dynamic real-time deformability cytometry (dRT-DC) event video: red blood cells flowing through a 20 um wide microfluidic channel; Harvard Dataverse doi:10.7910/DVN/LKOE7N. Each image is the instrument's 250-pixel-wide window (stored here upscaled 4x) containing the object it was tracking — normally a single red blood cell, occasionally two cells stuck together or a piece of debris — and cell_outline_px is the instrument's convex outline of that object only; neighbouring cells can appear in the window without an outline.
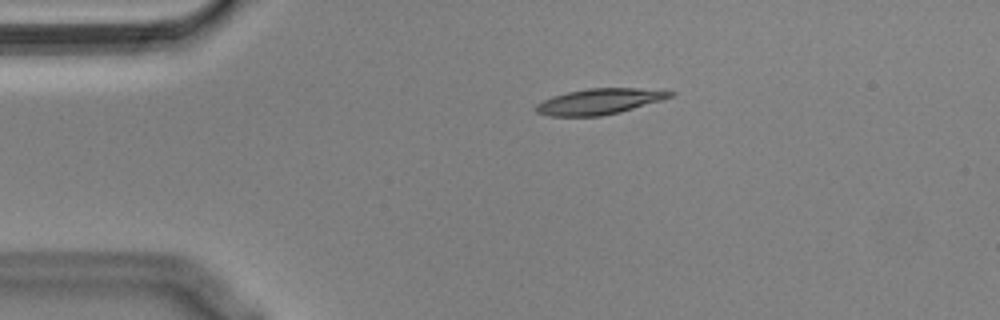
{"species": "Egyptian fruit bat (a non-hibernating species)", "species_latin": "Rousettus aegyptiacus", "temperature_condition": "cold", "stored_images_in_passage": 45, "camera_frame_rate_fps": 3000, "um_per_image_px": 0.085, "animal": {"sex": "male"}, "frame": {"image": 1, "passage_image": 1, "time_ms": 0.0, "image_size_px": [1000, 320], "cell_outline_px": [[676, 92], [672, 96], [660, 100], [620, 112], [600, 116], [552, 116], [536, 112], [532, 108], [536, 104], [552, 96], [568, 92], [588, 88], [636, 88]], "centroid_in_image_um": [50.88, 8.63], "position_along_channel_um": 34.1, "area_um2": 19.88}}
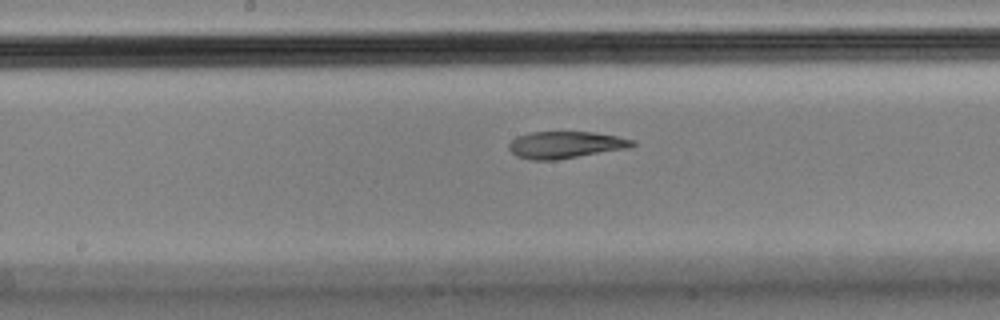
{"frame": {"image": 2, "passage_image": 18, "time_ms": 5.667, "image_size_px": [1000, 320], "cell_outline_px": [[636, 144], [632, 148], [556, 160], [532, 160], [516, 156], [508, 148], [508, 144], [516, 136], [528, 132], [592, 132], [616, 136], [636, 140]], "centroid_in_image_um": [48.09, 12.31], "position_along_channel_um": 200.1, "area_um2": 19.65}}
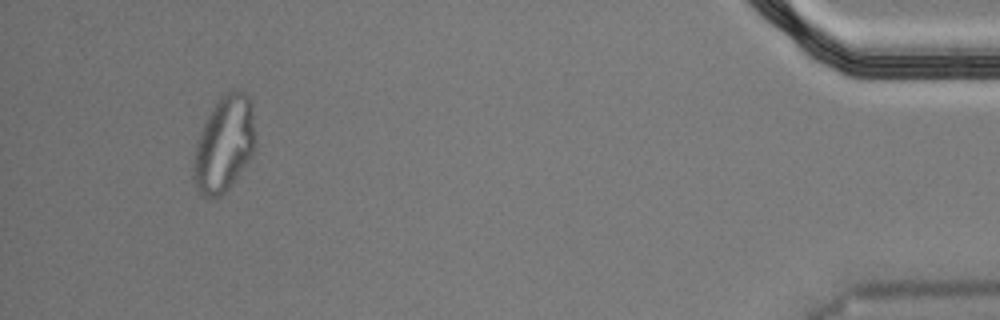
{"frame": {"image": 3, "passage_image": 42, "time_ms": 13.667, "image_size_px": [1000, 320], "cell_outline_px": [[256, 144], [252, 156], [232, 184], [220, 196], [200, 196], [192, 180], [192, 172], [196, 144], [200, 132], [212, 108], [224, 92], [232, 88], [244, 92], [248, 96], [252, 104], [256, 140]], "centroid_in_image_um": [19.06, 12.24], "position_along_channel_um": 416.1, "area_um2": 34.8}, "authors_computed_cell_mechanics": {"area_um2": 20.6346, "velocity_mm_per_s": 3.5786, "shape_relaxation_time_tau1_ms": null, "shape_relaxation_time_tau2_ms": 3.6028, "deformation_change_tau1": null, "deformation_change_tau2": 0.1105}}